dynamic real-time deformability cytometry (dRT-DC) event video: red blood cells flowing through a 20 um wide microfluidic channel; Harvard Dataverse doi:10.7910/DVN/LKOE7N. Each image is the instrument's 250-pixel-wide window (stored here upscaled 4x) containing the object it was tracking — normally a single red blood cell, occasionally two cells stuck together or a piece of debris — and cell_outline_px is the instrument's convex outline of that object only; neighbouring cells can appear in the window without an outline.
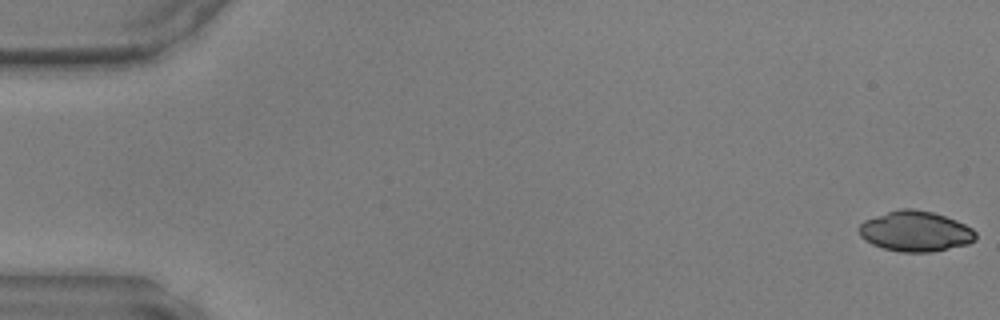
{"species": "common noctule bat (a hibernating species)", "species_latin": "Nyctalus noctula", "temperature_condition": "warm", "stored_images_in_passage": 48, "camera_frame_rate_fps": 3000, "um_per_image_px": 0.085, "animal": {"sex": "male", "body_mass_g": 17.9, "forearm_length_mm": 54.2}, "frame": {"image": 1, "passage_image": 1, "time_ms": 0.0, "image_size_px": [1000, 320], "cell_outline_px": [[976, 240], [968, 244], [932, 252], [900, 252], [884, 248], [872, 244], [864, 240], [860, 236], [860, 224], [864, 220], [900, 208], [912, 208], [932, 212], [956, 220], [972, 228], [976, 232]], "centroid_in_image_um": [77.83, 19.66], "position_along_channel_um": 7.2, "area_um2": 27.4}}
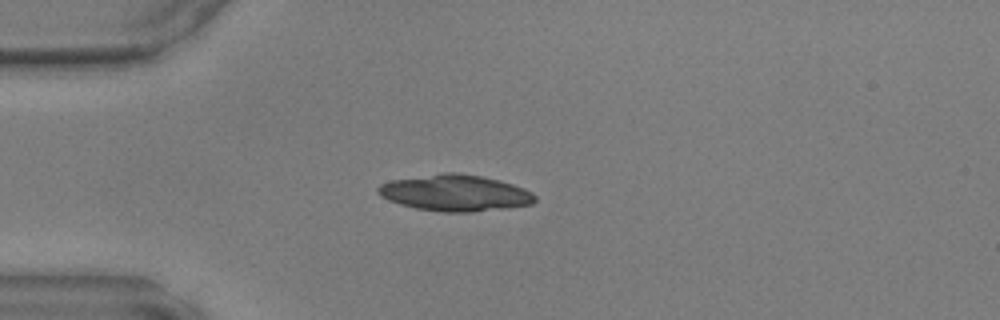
{"frame": {"image": 2, "passage_image": 13, "time_ms": 4.0, "image_size_px": [1000, 320], "cell_outline_px": [[536, 200], [532, 204], [504, 208], [472, 212], [440, 212], [416, 208], [400, 204], [388, 200], [380, 196], [376, 192], [376, 188], [380, 184], [392, 180], [444, 172], [456, 172], [480, 176], [512, 184], [524, 188], [532, 192], [536, 196]], "centroid_in_image_um": [38.66, 16.4], "position_along_channel_um": 46.3, "area_um2": 33.18}}
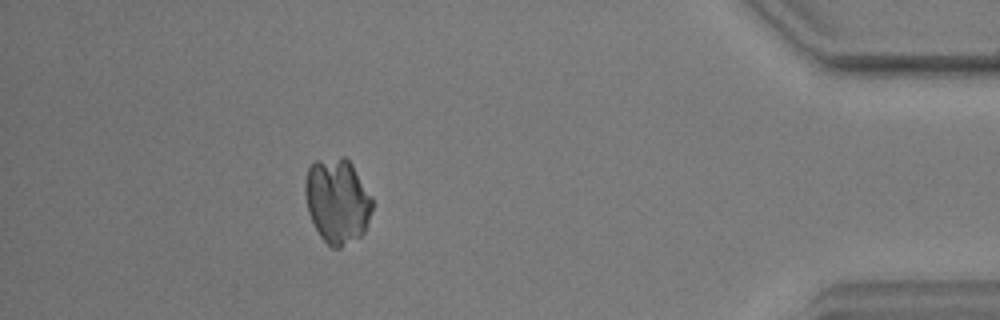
{"frame": {"image": 3, "passage_image": 43, "time_ms": 14.0, "image_size_px": [1000, 320], "cell_outline_px": [[372, 208], [364, 232], [360, 236], [340, 248], [332, 248], [320, 236], [308, 212], [304, 192], [304, 184], [308, 168], [316, 160], [340, 156], [344, 156], [352, 164], [372, 196]], "centroid_in_image_um": [28.66, 17.05], "position_along_channel_um": 406.5, "area_um2": 33.29}}